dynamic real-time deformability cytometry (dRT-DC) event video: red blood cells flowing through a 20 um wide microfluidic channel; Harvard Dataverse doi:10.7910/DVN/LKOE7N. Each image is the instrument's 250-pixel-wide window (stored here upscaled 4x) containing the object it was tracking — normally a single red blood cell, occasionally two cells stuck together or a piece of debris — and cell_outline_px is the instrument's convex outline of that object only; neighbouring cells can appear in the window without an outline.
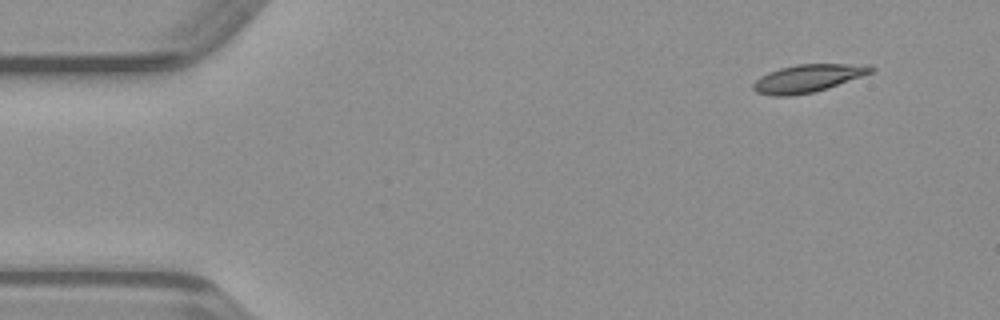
{"species": "common noctule bat (a hibernating species)", "species_latin": "Nyctalus noctula", "temperature_condition": "warm", "stored_images_in_passage": 46, "camera_frame_rate_fps": 3000, "um_per_image_px": 0.085, "animal": {"sex": "male", "body_mass_g": 23.1, "forearm_length_mm": 52.7}, "frame": {"image": 1, "passage_image": 1, "time_ms": 0.0, "image_size_px": [1000, 320], "cell_outline_px": [[876, 68], [872, 72], [828, 88], [812, 92], [792, 96], [772, 96], [756, 92], [752, 88], [752, 84], [760, 76], [768, 72], [780, 68], [796, 64], [844, 64]], "centroid_in_image_um": [68.56, 6.67], "position_along_channel_um": 16.4, "area_um2": 18.73}}
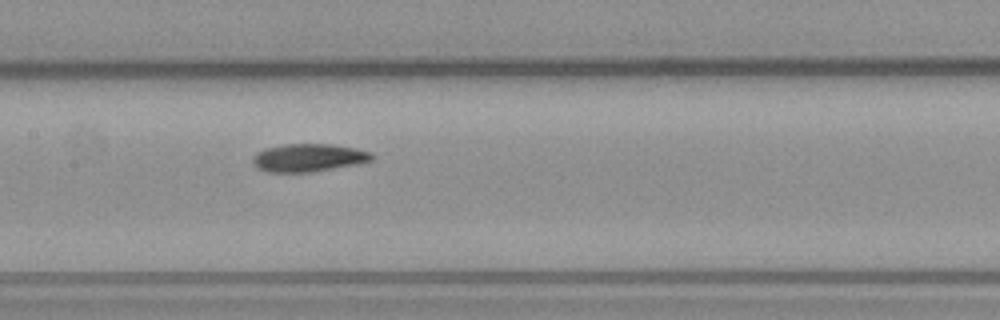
{"frame": {"image": 2, "passage_image": 20, "time_ms": 6.333, "image_size_px": [1000, 320], "cell_outline_px": [[372, 160], [356, 164], [312, 172], [268, 172], [256, 168], [252, 164], [252, 156], [256, 152], [264, 148], [284, 144], [332, 144], [356, 148], [372, 152]], "centroid_in_image_um": [26.17, 13.4], "position_along_channel_um": 181.2, "area_um2": 19.54}}
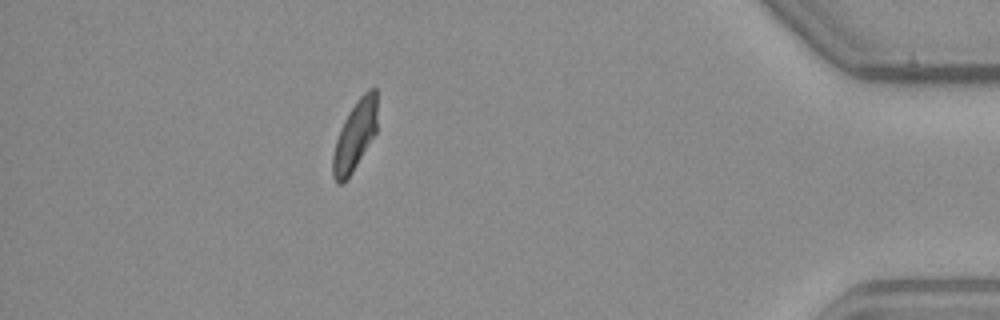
{"frame": {"image": 3, "passage_image": 40, "time_ms": 13.0, "image_size_px": [1000, 320], "cell_outline_px": [[376, 132], [352, 172], [344, 184], [336, 184], [332, 176], [332, 156], [336, 140], [340, 128], [348, 112], [356, 100], [368, 88], [376, 88]], "centroid_in_image_um": [30.13, 11.56], "position_along_channel_um": 405.1, "area_um2": 18.03}}